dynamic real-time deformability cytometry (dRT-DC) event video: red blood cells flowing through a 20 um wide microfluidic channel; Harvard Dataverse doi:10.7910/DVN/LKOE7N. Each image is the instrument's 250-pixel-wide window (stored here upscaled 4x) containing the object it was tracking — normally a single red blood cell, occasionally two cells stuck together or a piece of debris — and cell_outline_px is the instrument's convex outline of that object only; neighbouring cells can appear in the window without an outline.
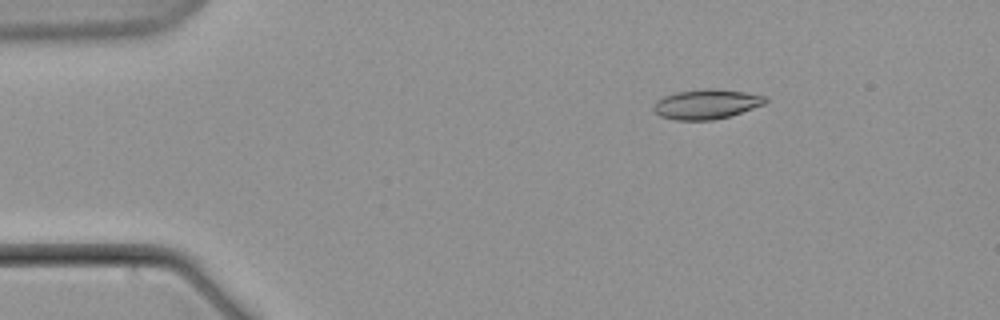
{"species": "common noctule bat (a hibernating species)", "species_latin": "Nyctalus noctula", "temperature_condition": "warm", "stored_images_in_passage": 7, "camera_frame_rate_fps": 3000, "um_per_image_px": 0.085, "animal": {"sex": "male", "body_mass_g": 21.5, "forearm_length_mm": 52.0}, "frame": {"image": 1, "passage_image": 3, "time_ms": 2.333, "image_size_px": [1000, 320], "cell_outline_px": [[768, 100], [764, 104], [728, 116], [712, 120], [676, 120], [660, 116], [652, 108], [652, 104], [656, 100], [664, 96], [676, 92], [704, 88], [716, 88], [744, 92], [768, 96]], "centroid_in_image_um": [60.02, 8.84], "position_along_channel_um": 25.0, "area_um2": 19.42}}
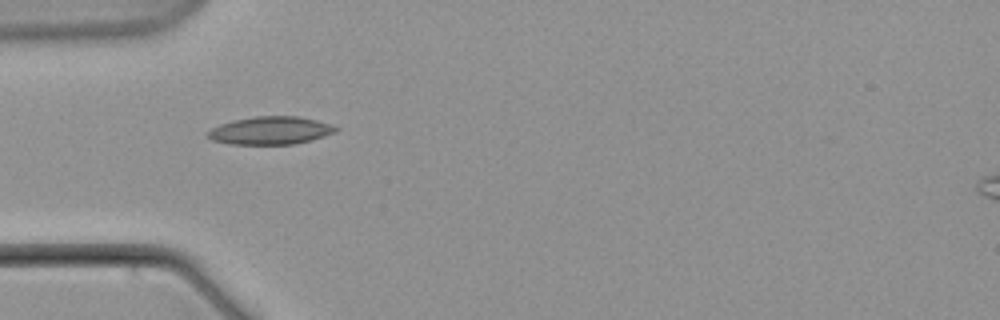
{"frame": {"image": 2, "passage_image": 6, "time_ms": 6.0, "image_size_px": [1000, 320], "cell_outline_px": [[340, 128], [336, 132], [312, 140], [292, 144], [232, 144], [212, 140], [208, 136], [208, 132], [212, 128], [220, 124], [236, 120], [256, 116], [296, 116], [316, 120], [332, 124]], "centroid_in_image_um": [23.04, 11.09], "position_along_channel_um": 62.0, "area_um2": 20.63}}
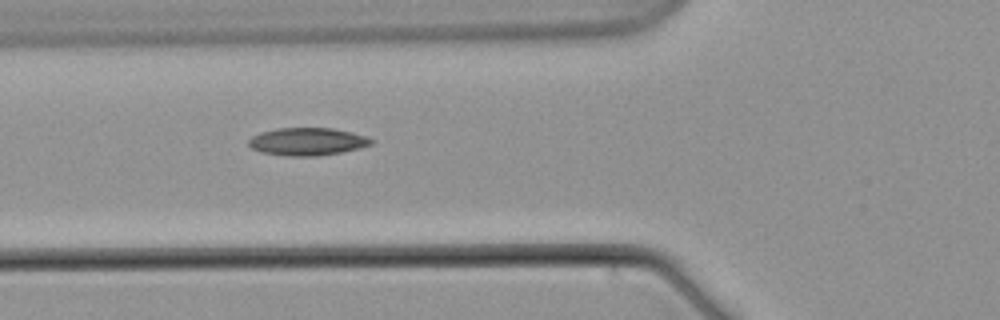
{"frame": {"image": 3, "passage_image": 7, "time_ms": 7.333, "image_size_px": [1000, 320], "cell_outline_px": [[376, 140], [372, 144], [360, 148], [340, 152], [316, 156], [288, 156], [260, 152], [252, 148], [248, 144], [248, 140], [252, 136], [260, 132], [276, 128], [332, 128], [352, 132], [368, 136]], "centroid_in_image_um": [26.14, 12.03], "position_along_channel_um": 99.7, "area_um2": 19.94}}